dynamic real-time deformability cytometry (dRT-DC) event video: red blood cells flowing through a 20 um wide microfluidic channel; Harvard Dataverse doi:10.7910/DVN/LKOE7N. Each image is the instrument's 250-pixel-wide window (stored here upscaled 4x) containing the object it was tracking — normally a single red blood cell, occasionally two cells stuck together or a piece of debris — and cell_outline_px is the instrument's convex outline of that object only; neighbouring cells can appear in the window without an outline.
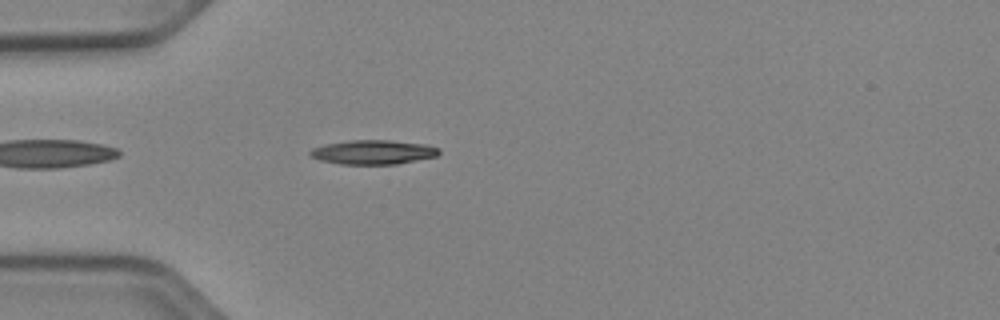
{"species": "Egyptian fruit bat (a non-hibernating species)", "species_latin": "Rousettus aegyptiacus", "temperature_condition": "cold", "stored_images_in_passage": 40, "camera_frame_rate_fps": 3000, "um_per_image_px": 0.085, "animal": {"sex": "female"}, "frame": {"image": 1, "passage_image": 3, "time_ms": 0.667, "image_size_px": [1000, 320], "cell_outline_px": [[440, 152], [436, 156], [396, 164], [340, 164], [320, 160], [312, 156], [308, 152], [312, 148], [324, 144], [352, 140], [388, 140], [424, 144], [440, 148]], "centroid_in_image_um": [31.7, 12.93], "position_along_channel_um": 53.3, "area_um2": 18.09}}
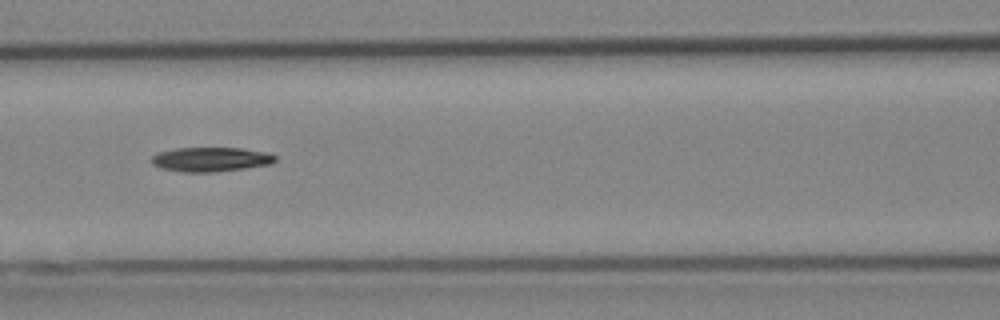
{"frame": {"image": 2, "passage_image": 11, "time_ms": 3.333, "image_size_px": [1000, 320], "cell_outline_px": [[276, 160], [272, 164], [244, 168], [212, 172], [184, 172], [160, 168], [152, 164], [152, 156], [160, 152], [176, 148], [240, 148], [264, 152], [276, 156]], "centroid_in_image_um": [17.91, 13.55], "position_along_channel_um": 148.7, "area_um2": 17.4}}
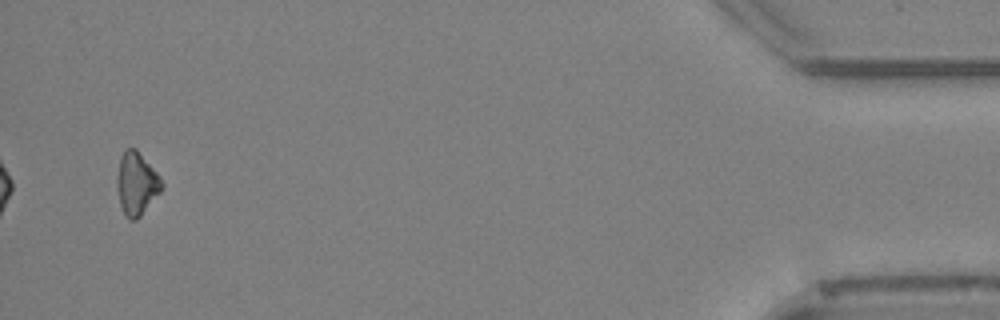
{"frame": {"image": 3, "passage_image": 38, "time_ms": 12.333, "image_size_px": [1000, 320], "cell_outline_px": [[164, 184], [160, 192], [140, 216], [136, 220], [128, 220], [124, 216], [120, 204], [116, 188], [116, 176], [120, 156], [128, 148], [136, 148], [160, 176]], "centroid_in_image_um": [11.58, 15.62], "position_along_channel_um": 423.6, "area_um2": 16.53}, "authors_computed_cell_mechanics": {"area_um2": 17.3111, "velocity_mm_per_s": 3.9383, "shape_relaxation_time_tau1_ms": 4.3088, "shape_relaxation_time_tau2_ms": null, "deformation_change_tau1": 0.1316, "deformation_change_tau2": null}}